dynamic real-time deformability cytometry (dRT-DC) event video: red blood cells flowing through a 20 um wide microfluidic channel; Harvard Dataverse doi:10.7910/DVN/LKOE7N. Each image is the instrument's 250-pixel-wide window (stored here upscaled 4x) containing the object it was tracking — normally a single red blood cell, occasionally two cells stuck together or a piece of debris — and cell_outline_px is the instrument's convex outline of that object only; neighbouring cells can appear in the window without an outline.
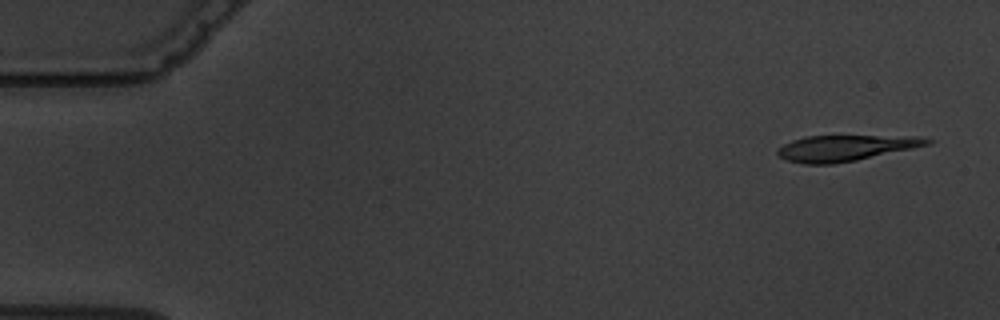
{"species": "common noctule bat (a hibernating species)", "species_latin": "Nyctalus noctula", "temperature_condition": "warm", "stored_images_in_passage": 4, "camera_frame_rate_fps": 3000, "um_per_image_px": 0.085, "animal": {"sex": "male", "body_mass_g": 19.5, "forearm_length_mm": 54.6}, "frame": {"image": 1, "passage_image": 1, "time_ms": 0.0, "image_size_px": [1000, 320], "cell_outline_px": [[936, 140], [928, 144], [912, 148], [856, 160], [832, 164], [804, 164], [788, 160], [780, 156], [776, 152], [784, 144], [792, 140], [804, 136], [920, 136]], "centroid_in_image_um": [71.88, 12.57], "position_along_channel_um": 13.1, "area_um2": 22.31}}
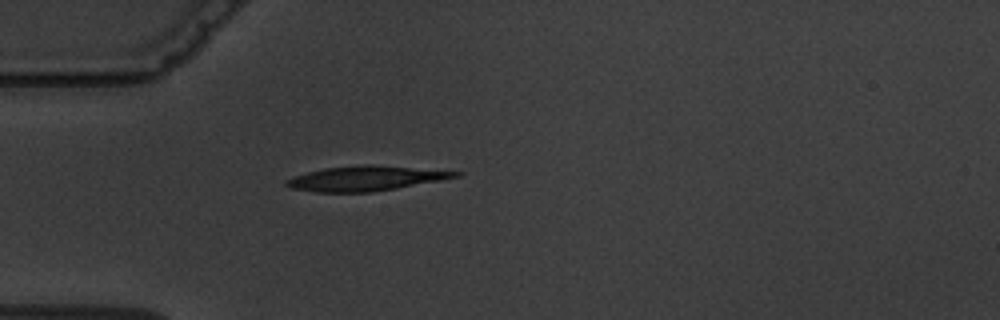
{"frame": {"image": 2, "passage_image": 4, "time_ms": 4.333, "image_size_px": [1000, 320], "cell_outline_px": [[464, 172], [460, 176], [440, 180], [396, 188], [372, 192], [316, 192], [292, 188], [284, 184], [284, 180], [308, 172], [324, 168], [364, 164], [372, 164]], "centroid_in_image_um": [31.08, 15.16], "position_along_channel_um": 53.9, "area_um2": 24.28}}